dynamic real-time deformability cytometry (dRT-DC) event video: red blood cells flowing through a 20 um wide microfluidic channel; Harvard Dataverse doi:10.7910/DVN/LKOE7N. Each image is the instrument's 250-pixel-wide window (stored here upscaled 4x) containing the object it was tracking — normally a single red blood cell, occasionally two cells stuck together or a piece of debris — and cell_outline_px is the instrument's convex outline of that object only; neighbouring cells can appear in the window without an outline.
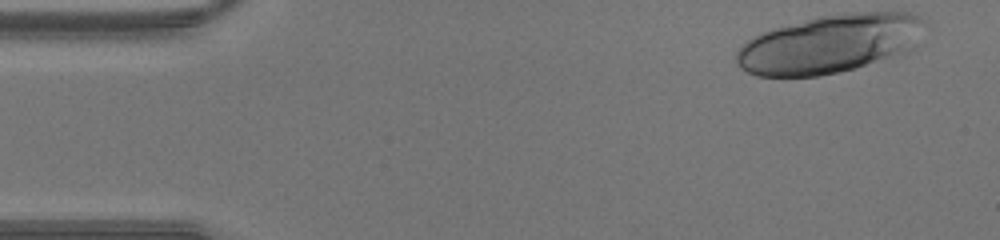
{"species": "human", "species_latin": "Homo sapiens", "temperature_condition": "warm", "stored_images_in_passage": 11, "camera_frame_rate_fps": 3000, "um_per_image_px": 0.085, "donor": {"sex": "male"}, "frame": {"image": 1, "passage_image": 1, "time_ms": 0.0, "image_size_px": [1000, 240], "cell_outline_px": [[924, 20], [900, 52], [892, 56], [856, 68], [820, 76], [756, 76], [740, 68], [736, 64], [736, 52], [748, 40], [764, 32], [776, 28], [816, 16], [848, 12], [908, 12], [920, 16]], "centroid_in_image_um": [70.36, 3.73], "position_along_channel_um": 14.6, "area_um2": 62.31}}
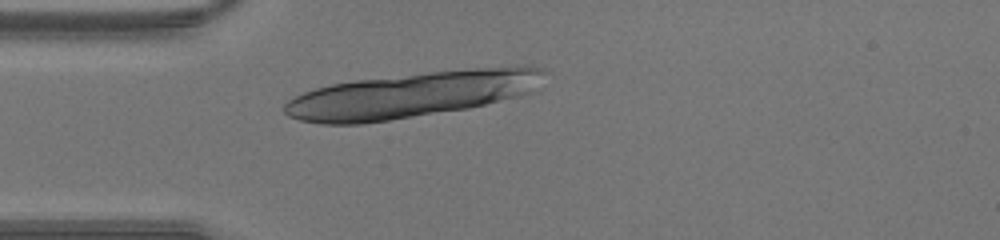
{"frame": {"image": 2, "passage_image": 10, "time_ms": 3.0, "image_size_px": [1000, 240], "cell_outline_px": [[548, 72], [532, 92], [468, 108], [388, 120], [360, 124], [320, 124], [300, 120], [288, 116], [284, 112], [284, 104], [288, 100], [304, 92], [316, 88], [332, 84], [356, 80], [432, 72], [516, 64], [540, 68]], "centroid_in_image_um": [35.02, 8.04], "position_along_channel_um": 50.0, "area_um2": 68.78}}